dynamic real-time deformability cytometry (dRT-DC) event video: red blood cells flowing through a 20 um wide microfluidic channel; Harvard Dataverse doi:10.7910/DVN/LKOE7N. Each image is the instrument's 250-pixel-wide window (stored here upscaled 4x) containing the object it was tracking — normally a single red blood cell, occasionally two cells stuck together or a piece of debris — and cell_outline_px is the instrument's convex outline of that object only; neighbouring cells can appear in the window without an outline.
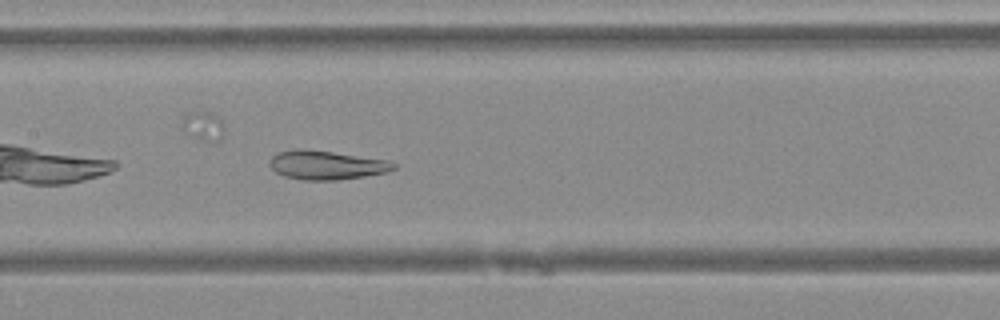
{"species": "Egyptian fruit bat (a non-hibernating species)", "species_latin": "Rousettus aegyptiacus", "temperature_condition": "warm", "stored_images_in_passage": 16, "camera_frame_rate_fps": 3000, "um_per_image_px": 0.085, "animal": {"sex": "female"}, "frame": {"image": 1, "passage_image": 10, "time_ms": 3.0, "image_size_px": [1000, 320], "cell_outline_px": [[396, 168], [388, 172], [364, 176], [336, 180], [304, 180], [284, 176], [276, 172], [268, 164], [268, 160], [276, 152], [296, 148], [300, 148], [332, 152], [388, 160], [396, 164]], "centroid_in_image_um": [27.71, 14.02], "position_along_channel_um": 179.7, "area_um2": 20.98}}
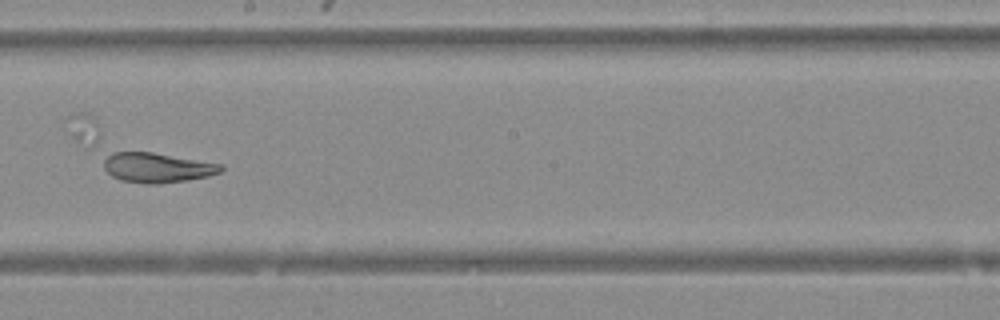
{"frame": {"image": 2, "passage_image": 14, "time_ms": 4.333, "image_size_px": [1000, 320], "cell_outline_px": [[224, 168], [220, 172], [208, 176], [184, 180], [156, 184], [148, 184], [120, 180], [112, 176], [104, 168], [104, 152], [152, 152], [220, 164]], "centroid_in_image_um": [13.28, 14.24], "position_along_channel_um": 234.9, "area_um2": 20.23}}